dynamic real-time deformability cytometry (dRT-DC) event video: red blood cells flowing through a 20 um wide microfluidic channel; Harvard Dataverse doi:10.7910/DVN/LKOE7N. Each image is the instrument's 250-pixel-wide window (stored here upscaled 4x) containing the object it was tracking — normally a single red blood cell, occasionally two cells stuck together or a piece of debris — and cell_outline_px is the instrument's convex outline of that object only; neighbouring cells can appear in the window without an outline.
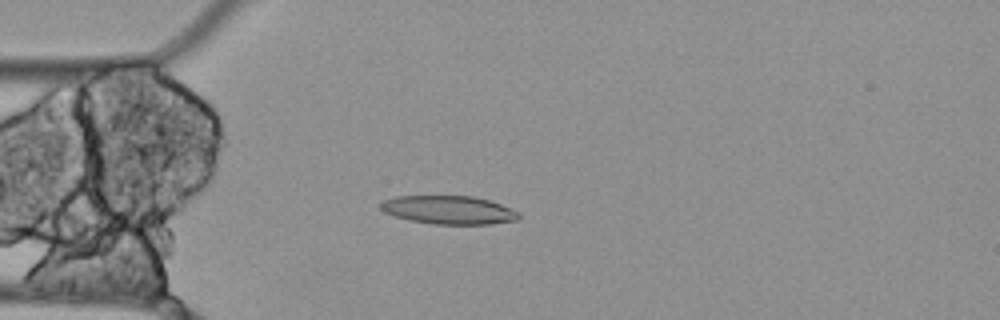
{"species": "Egyptian fruit bat (a non-hibernating species)", "species_latin": "Rousettus aegyptiacus", "temperature_condition": "cold", "stored_images_in_passage": 56, "camera_frame_rate_fps": 3000, "um_per_image_px": 0.085, "animal": {"sex": "female"}, "frame": {"image": 1, "passage_image": 15, "time_ms": 4.667, "image_size_px": [1000, 320], "cell_outline_px": [[520, 216], [516, 220], [492, 224], [432, 224], [408, 220], [384, 212], [380, 208], [380, 204], [384, 200], [396, 196], [472, 196], [488, 200], [500, 204], [520, 212]], "centroid_in_image_um": [38.14, 17.85], "position_along_channel_um": 46.9, "area_um2": 22.83}}
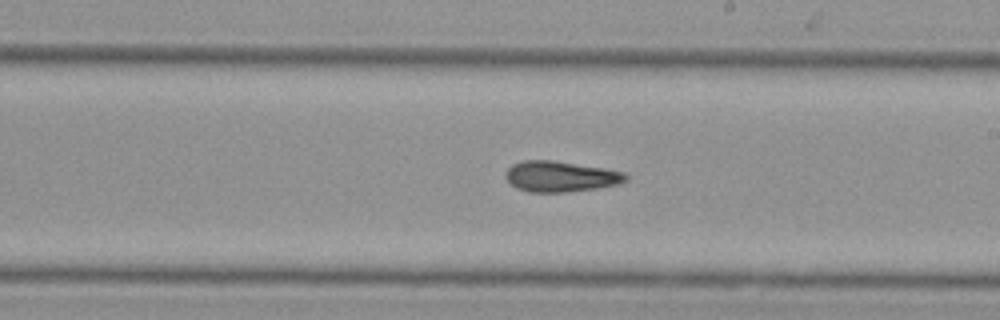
{"frame": {"image": 2, "passage_image": 32, "time_ms": 10.333, "image_size_px": [1000, 320], "cell_outline_px": [[628, 180], [620, 184], [596, 188], [564, 192], [528, 192], [516, 188], [504, 176], [508, 168], [512, 164], [524, 160], [552, 160], [604, 168], [624, 172], [628, 176]], "centroid_in_image_um": [47.65, 15.0], "position_along_channel_um": 241.4, "area_um2": 21.5}}
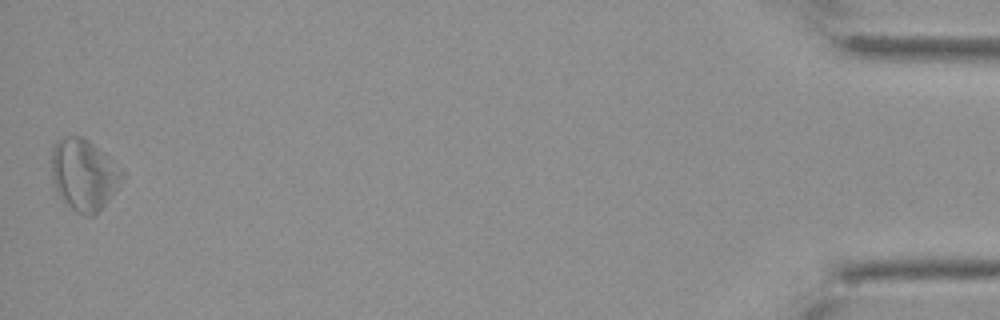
{"frame": {"image": 3, "passage_image": 56, "time_ms": 18.333, "image_size_px": [1000, 320], "cell_outline_px": [[124, 176], [104, 204], [92, 216], [84, 216], [76, 212], [60, 196], [52, 180], [52, 144], [56, 140], [64, 136], [80, 136], [88, 140], [112, 160], [124, 172]], "centroid_in_image_um": [7.09, 14.81], "position_along_channel_um": 428.1, "area_um2": 28.78}}